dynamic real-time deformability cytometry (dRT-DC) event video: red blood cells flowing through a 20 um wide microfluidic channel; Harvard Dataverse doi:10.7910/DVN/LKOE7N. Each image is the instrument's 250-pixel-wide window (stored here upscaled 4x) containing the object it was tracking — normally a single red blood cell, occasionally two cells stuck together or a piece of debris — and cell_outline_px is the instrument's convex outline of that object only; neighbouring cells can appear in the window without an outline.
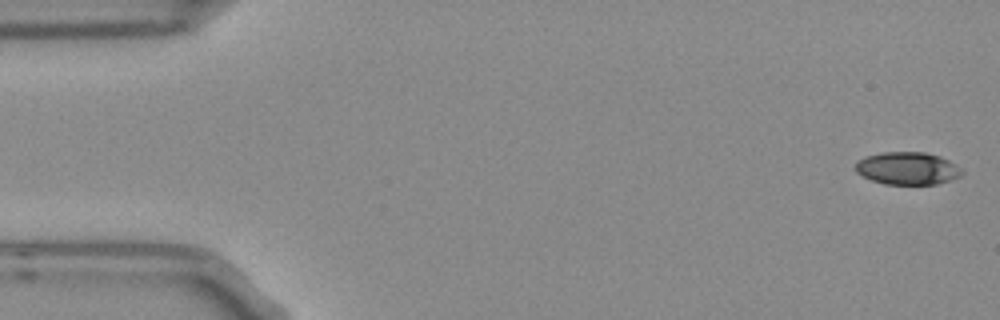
{"species": "Egyptian fruit bat (a non-hibernating species)", "species_latin": "Rousettus aegyptiacus", "temperature_condition": "room temperature", "stored_images_in_passage": 6, "camera_frame_rate_fps": 3000, "um_per_image_px": 0.085, "frame": {"image": 1, "passage_image": 1, "time_ms": 0.0, "image_size_px": [1000, 320], "cell_outline_px": [[964, 172], [960, 176], [936, 184], [884, 184], [872, 180], [856, 172], [856, 160], [868, 156], [884, 152], [924, 152], [940, 156], [956, 164]], "centroid_in_image_um": [77.14, 14.3], "position_along_channel_um": 7.9, "area_um2": 20.06}}
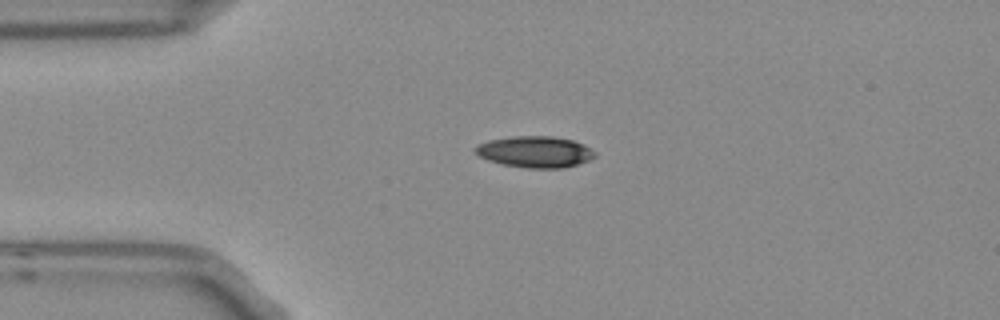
{"frame": {"image": 2, "passage_image": 4, "time_ms": 1.0, "image_size_px": [1000, 320], "cell_outline_px": [[596, 156], [588, 160], [564, 168], [528, 168], [504, 164], [488, 160], [480, 156], [476, 152], [476, 144], [488, 140], [516, 136], [552, 136], [572, 140], [584, 144], [596, 152]], "centroid_in_image_um": [45.5, 12.9], "position_along_channel_um": 39.5, "area_um2": 21.68}}
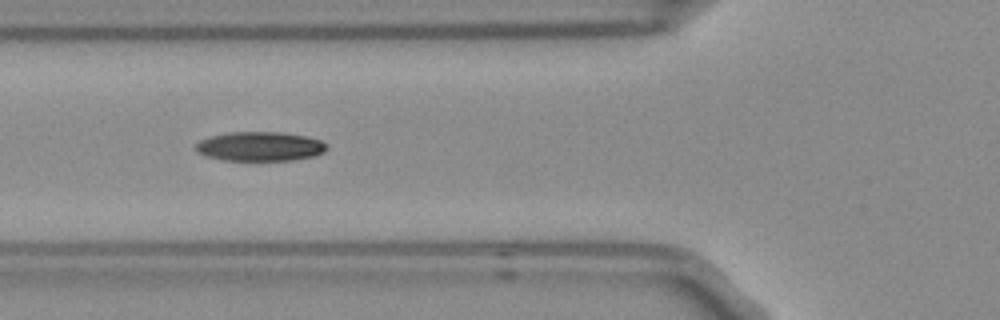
{"frame": {"image": 3, "passage_image": 6, "time_ms": 1.667, "image_size_px": [1000, 320], "cell_outline_px": [[328, 148], [324, 152], [316, 156], [292, 160], [224, 160], [208, 156], [196, 152], [196, 144], [200, 140], [212, 136], [228, 132], [284, 132], [304, 136], [320, 140], [328, 144]], "centroid_in_image_um": [22.14, 12.44], "position_along_channel_um": 103.7, "area_um2": 22.37}}